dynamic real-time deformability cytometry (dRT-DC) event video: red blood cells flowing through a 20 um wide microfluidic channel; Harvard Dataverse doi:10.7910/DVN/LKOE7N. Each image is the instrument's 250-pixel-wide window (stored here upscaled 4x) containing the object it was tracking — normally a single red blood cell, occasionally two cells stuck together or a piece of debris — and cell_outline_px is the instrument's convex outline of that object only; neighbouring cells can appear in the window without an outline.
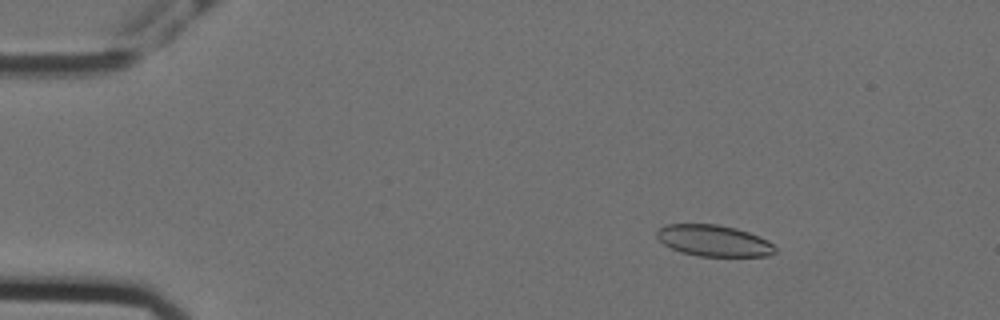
{"species": "Egyptian fruit bat (a non-hibernating species)", "species_latin": "Rousettus aegyptiacus", "temperature_condition": "cold", "stored_images_in_passage": 56, "camera_frame_rate_fps": 3000, "um_per_image_px": 0.085, "animal": {"sex": "female"}, "frame": {"image": 1, "passage_image": 8, "time_ms": 2.333, "image_size_px": [1000, 320], "cell_outline_px": [[776, 252], [768, 256], [700, 256], [680, 252], [664, 244], [656, 236], [656, 232], [660, 228], [668, 224], [716, 224], [736, 228], [748, 232], [768, 240], [776, 248]], "centroid_in_image_um": [60.68, 20.46], "position_along_channel_um": 24.3, "area_um2": 21.5}}
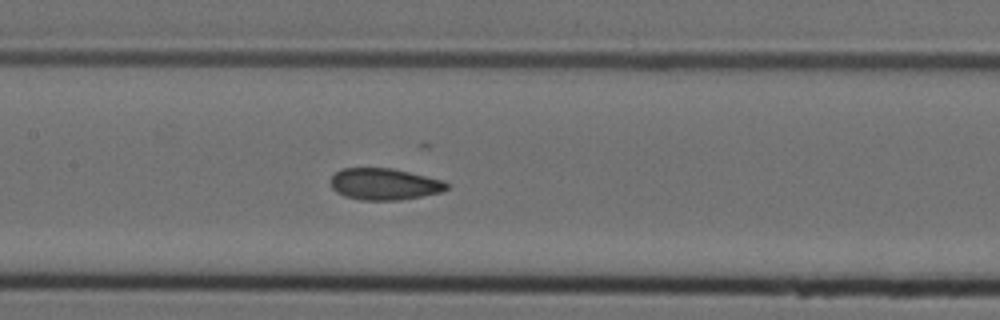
{"frame": {"image": 2, "passage_image": 27, "time_ms": 8.667, "image_size_px": [1000, 320], "cell_outline_px": [[448, 188], [440, 192], [420, 196], [396, 200], [360, 200], [344, 196], [336, 192], [332, 188], [332, 176], [340, 168], [392, 168], [444, 180], [448, 184]], "centroid_in_image_um": [32.65, 15.64], "position_along_channel_um": 174.7, "area_um2": 21.27}}
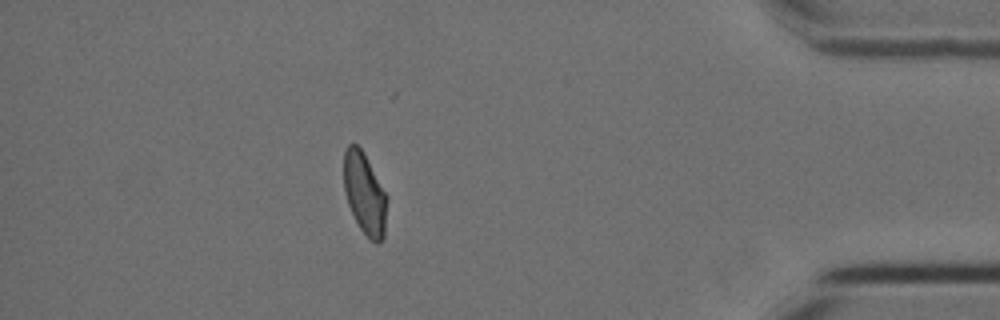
{"frame": {"image": 3, "passage_image": 50, "time_ms": 16.333, "image_size_px": [1000, 320], "cell_outline_px": [[388, 200], [384, 236], [376, 244], [360, 228], [348, 204], [344, 192], [344, 152], [348, 144], [356, 144], [364, 152], [388, 196]], "centroid_in_image_um": [31.01, 16.43], "position_along_channel_um": 404.2, "area_um2": 20.58}}